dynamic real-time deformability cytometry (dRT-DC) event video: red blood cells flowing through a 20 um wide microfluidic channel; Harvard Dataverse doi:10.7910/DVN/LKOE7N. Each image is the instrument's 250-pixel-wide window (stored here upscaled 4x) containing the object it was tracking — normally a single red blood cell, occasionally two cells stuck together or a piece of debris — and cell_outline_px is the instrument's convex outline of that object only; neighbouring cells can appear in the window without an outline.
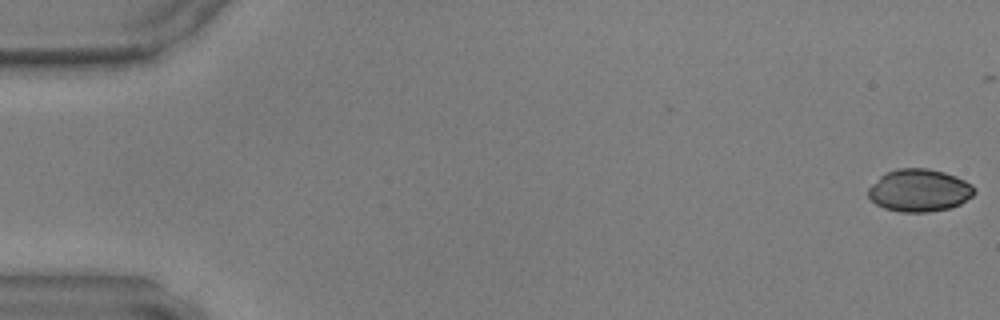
{"species": "common noctule bat (a hibernating species)", "species_latin": "Nyctalus noctula", "temperature_condition": "warm", "stored_images_in_passage": 9, "camera_frame_rate_fps": 3000, "um_per_image_px": 0.085, "animal": {"sex": "male", "body_mass_g": 17.9, "forearm_length_mm": 54.2}, "frame": {"image": 1, "passage_image": 1, "time_ms": 0.0, "image_size_px": [1000, 320], "cell_outline_px": [[976, 192], [972, 196], [960, 204], [948, 208], [928, 212], [900, 212], [884, 208], [876, 204], [868, 196], [868, 188], [884, 172], [896, 168], [928, 168], [944, 172], [956, 176], [972, 184], [976, 188]], "centroid_in_image_um": [78.14, 16.17], "position_along_channel_um": 6.9, "area_um2": 26.47}}